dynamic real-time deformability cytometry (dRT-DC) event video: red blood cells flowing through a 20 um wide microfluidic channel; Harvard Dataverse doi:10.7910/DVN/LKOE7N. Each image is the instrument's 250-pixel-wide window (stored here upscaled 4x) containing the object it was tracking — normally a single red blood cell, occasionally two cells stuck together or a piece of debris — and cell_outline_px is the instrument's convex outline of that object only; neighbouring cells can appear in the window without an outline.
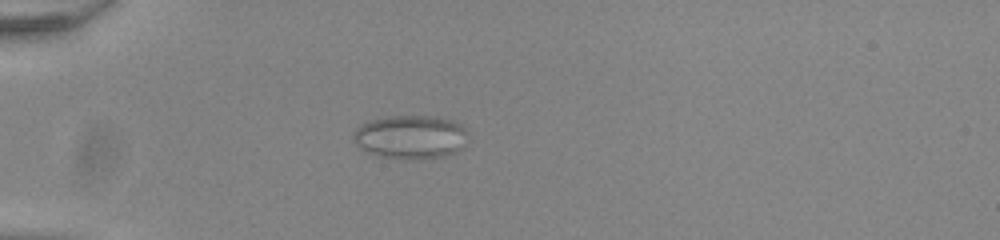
{"species": "common noctule bat (a hibernating species)", "species_latin": "Nyctalus noctula", "temperature_condition": "room temperature", "stored_images_in_passage": 41, "camera_frame_rate_fps": 3000, "um_per_image_px": 0.085, "animal": {"sex": "male", "body_mass_g": 20.0, "forearm_length_mm": 53.3}, "frame": {"image": 1, "passage_image": 2, "time_ms": 0.333, "image_size_px": [1000, 240], "cell_outline_px": [[468, 132], [460, 148], [456, 152], [444, 156], [420, 160], [404, 160], [380, 156], [368, 152], [360, 148], [356, 140], [356, 128], [372, 120], [388, 116], [436, 116], [452, 120], [460, 124]], "centroid_in_image_um": [34.94, 11.66], "position_along_channel_um": 50.1, "area_um2": 28.96}}
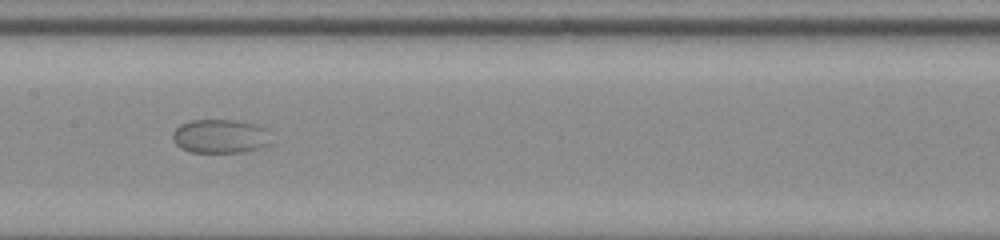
{"frame": {"image": 2, "passage_image": 15, "time_ms": 4.667, "image_size_px": [1000, 240], "cell_outline_px": [[268, 144], [260, 148], [240, 152], [192, 152], [180, 148], [176, 144], [172, 136], [176, 128], [180, 124], [192, 120], [236, 120], [256, 124], [260, 128]], "centroid_in_image_um": [18.6, 11.58], "position_along_channel_um": 188.8, "area_um2": 18.79}}
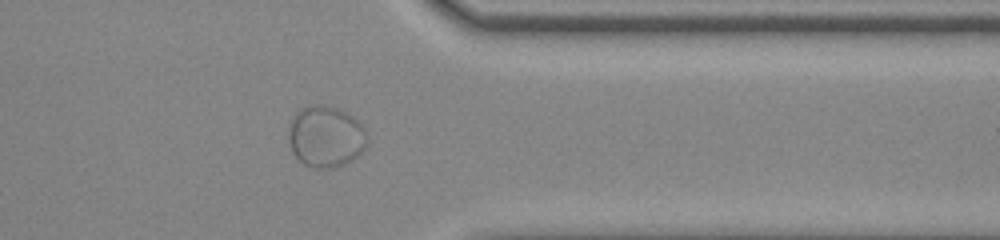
{"frame": {"image": 3, "passage_image": 31, "time_ms": 10.0, "image_size_px": [1000, 240], "cell_outline_px": [[368, 144], [352, 160], [344, 164], [332, 168], [316, 168], [304, 164], [292, 152], [288, 140], [288, 128], [296, 112], [300, 108], [316, 104], [324, 104], [340, 108], [348, 112], [364, 128], [368, 136]], "centroid_in_image_um": [27.69, 11.59], "position_along_channel_um": 383.7, "area_um2": 28.38}}